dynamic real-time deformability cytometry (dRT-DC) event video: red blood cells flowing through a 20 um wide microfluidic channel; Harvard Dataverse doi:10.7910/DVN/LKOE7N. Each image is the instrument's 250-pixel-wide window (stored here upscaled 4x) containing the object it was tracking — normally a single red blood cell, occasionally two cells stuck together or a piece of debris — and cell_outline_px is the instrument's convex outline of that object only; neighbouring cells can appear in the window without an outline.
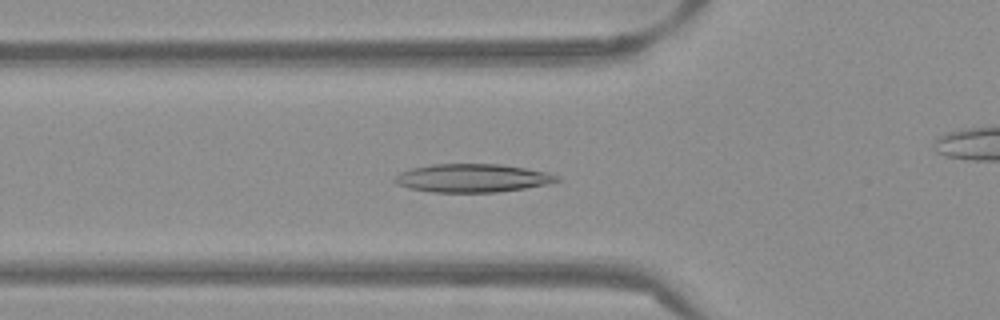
{"species": "Egyptian fruit bat (a non-hibernating species)", "species_latin": "Rousettus aegyptiacus", "temperature_condition": "warm", "stored_images_in_passage": 38, "camera_frame_rate_fps": 3000, "um_per_image_px": 0.085, "frame": {"image": 1, "passage_image": 3, "time_ms": 0.667, "image_size_px": [1000, 320], "cell_outline_px": [[560, 180], [548, 184], [524, 188], [496, 192], [432, 192], [408, 188], [392, 180], [400, 172], [412, 168], [432, 164], [500, 164], [548, 172], [560, 176]], "centroid_in_image_um": [40.17, 15.13], "position_along_channel_um": 85.6, "area_um2": 26.65}}
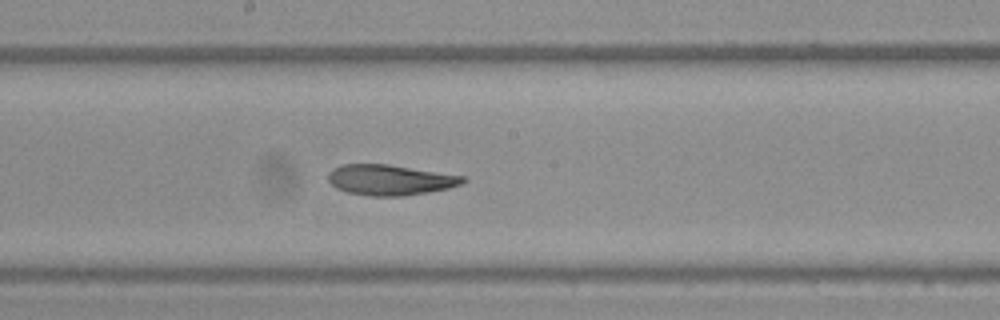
{"frame": {"image": 2, "passage_image": 13, "time_ms": 4.0, "image_size_px": [1000, 320], "cell_outline_px": [[468, 180], [460, 184], [448, 188], [428, 192], [404, 196], [372, 196], [348, 192], [336, 188], [328, 180], [328, 172], [332, 168], [340, 164], [388, 164], [464, 176]], "centroid_in_image_um": [33.13, 15.28], "position_along_channel_um": 215.1, "area_um2": 23.93}}
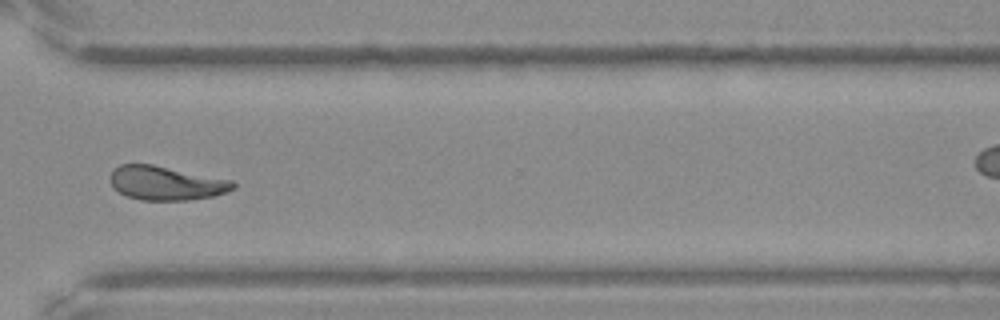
{"frame": {"image": 3, "passage_image": 24, "time_ms": 7.667, "image_size_px": [1000, 320], "cell_outline_px": [[236, 188], [212, 196], [188, 200], [140, 200], [128, 196], [120, 192], [112, 184], [108, 176], [112, 168], [120, 164], [152, 164], [232, 180], [236, 184]], "centroid_in_image_um": [14.09, 15.55], "position_along_channel_um": 356.5, "area_um2": 24.28}, "authors_computed_cell_mechanics": {"area_um2": 24.3049, "velocity_mm_per_s": 3.8658, "shape_relaxation_time_tau1_ms": null, "shape_relaxation_time_tau2_ms": 4.9256, "deformation_change_tau1": null, "deformation_change_tau2": 0.1245}}